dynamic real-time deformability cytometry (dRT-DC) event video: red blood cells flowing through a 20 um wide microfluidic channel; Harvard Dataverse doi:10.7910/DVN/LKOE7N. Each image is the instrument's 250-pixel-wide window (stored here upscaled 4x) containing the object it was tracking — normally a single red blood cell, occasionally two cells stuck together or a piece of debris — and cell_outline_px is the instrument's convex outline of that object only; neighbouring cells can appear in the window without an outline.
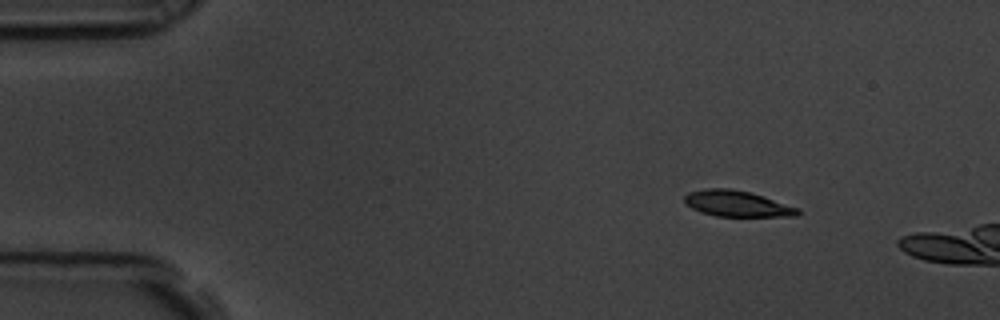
{"species": "common noctule bat (a hibernating species)", "species_latin": "Nyctalus noctula", "temperature_condition": "room temperature", "stored_images_in_passage": 6, "camera_frame_rate_fps": 3000, "um_per_image_px": 0.085, "animal": {"sex": "male", "body_mass_g": 19.5, "forearm_length_mm": 54.6}, "frame": {"image": 1, "passage_image": 1, "time_ms": 0.0, "image_size_px": [1000, 320], "cell_outline_px": [[800, 212], [796, 216], [716, 216], [700, 212], [692, 208], [684, 200], [684, 196], [688, 192], [708, 188], [732, 188], [752, 192], [800, 208]], "centroid_in_image_um": [62.66, 17.3], "position_along_channel_um": 22.3, "area_um2": 17.22}}